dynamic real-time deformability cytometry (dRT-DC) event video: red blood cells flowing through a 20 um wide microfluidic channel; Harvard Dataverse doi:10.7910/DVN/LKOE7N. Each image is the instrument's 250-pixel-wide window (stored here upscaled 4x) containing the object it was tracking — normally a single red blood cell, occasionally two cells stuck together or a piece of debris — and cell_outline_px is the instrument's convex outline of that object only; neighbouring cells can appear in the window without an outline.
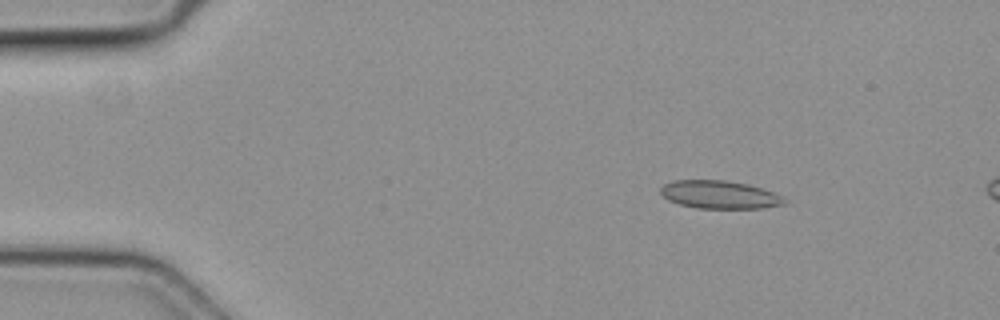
{"species": "common noctule bat (a hibernating species)", "species_latin": "Nyctalus noctula", "temperature_condition": "cold", "stored_images_in_passage": 4, "camera_frame_rate_fps": 3000, "um_per_image_px": 0.085, "animal": {"sex": "female", "body_mass_g": 19.3, "forearm_length_mm": 54.1}, "frame": {"image": 1, "passage_image": 2, "time_ms": 0.333, "image_size_px": [1000, 320], "cell_outline_px": [[788, 204], [764, 208], [696, 208], [680, 204], [668, 200], [660, 192], [660, 188], [664, 184], [672, 180], [724, 180], [748, 184], [772, 192], [780, 196]], "centroid_in_image_um": [61.14, 16.54], "position_along_channel_um": 23.9, "area_um2": 20.11}}